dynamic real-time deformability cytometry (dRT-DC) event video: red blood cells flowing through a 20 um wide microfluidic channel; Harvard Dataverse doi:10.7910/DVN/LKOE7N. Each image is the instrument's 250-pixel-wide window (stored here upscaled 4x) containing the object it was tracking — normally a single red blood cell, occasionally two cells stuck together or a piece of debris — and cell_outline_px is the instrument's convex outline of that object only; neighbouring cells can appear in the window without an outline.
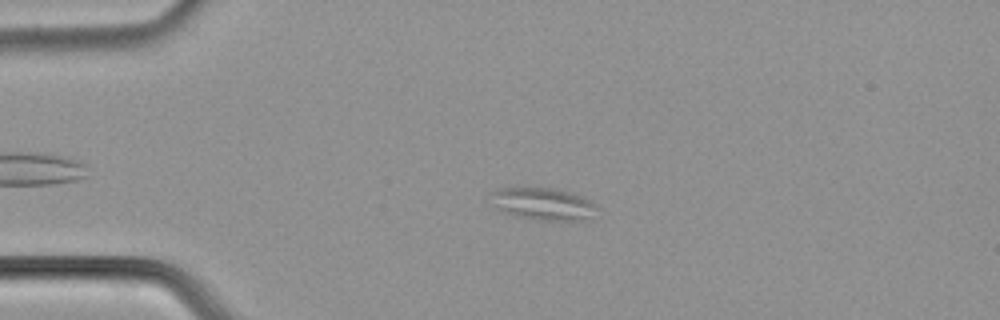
{"species": "common noctule bat (a hibernating species)", "species_latin": "Nyctalus noctula", "temperature_condition": "cold", "stored_images_in_passage": 57, "camera_frame_rate_fps": 3000, "um_per_image_px": 0.085, "animal": {"sex": "male", "body_mass_g": 21.5, "forearm_length_mm": 52.0}, "frame": {"image": 1, "passage_image": 14, "time_ms": 4.333, "image_size_px": [1000, 320], "cell_outline_px": [[596, 208], [588, 216], [580, 220], [540, 220], [516, 216], [504, 212], [496, 208], [492, 192], [496, 188], [552, 188], [572, 192], [596, 204]], "centroid_in_image_um": [46.13, 17.32], "position_along_channel_um": 38.9, "area_um2": 19.36}}
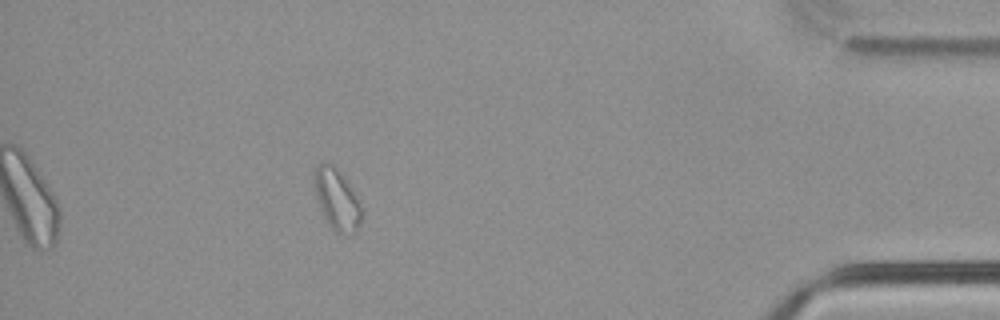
{"frame": {"image": 2, "passage_image": 51, "time_ms": 16.667, "image_size_px": [1000, 320], "cell_outline_px": [[360, 224], [356, 232], [336, 232], [328, 224], [320, 208], [316, 196], [312, 180], [316, 164], [324, 160], [328, 160], [336, 168], [356, 196], [360, 204]], "centroid_in_image_um": [28.56, 16.88], "position_along_channel_um": 406.6, "area_um2": 16.53}}